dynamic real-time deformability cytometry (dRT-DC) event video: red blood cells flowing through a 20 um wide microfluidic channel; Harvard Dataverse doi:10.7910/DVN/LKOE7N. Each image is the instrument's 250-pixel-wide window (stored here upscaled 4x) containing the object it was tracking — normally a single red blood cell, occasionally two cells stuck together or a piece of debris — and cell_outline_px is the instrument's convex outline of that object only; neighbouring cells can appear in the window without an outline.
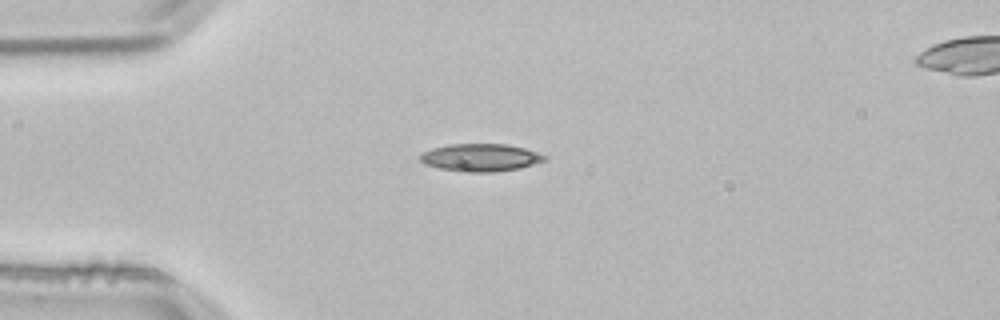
{"species": "common noctule bat (a hibernating species)", "species_latin": "Nyctalus noctula", "temperature_condition": "room temperature", "stored_images_in_passage": 3, "camera_frame_rate_fps": 3000, "um_per_image_px": 0.085, "animal": {"sex": "male", "body_mass_g": 21.5, "forearm_length_mm": 52.0}, "frame": {"image": 1, "passage_image": 3, "time_ms": 0.667, "image_size_px": [1000, 320], "cell_outline_px": [[548, 160], [520, 168], [492, 172], [460, 172], [440, 168], [424, 164], [420, 160], [420, 156], [424, 152], [432, 148], [448, 144], [508, 144], [524, 148], [548, 156]], "centroid_in_image_um": [40.87, 13.39], "position_along_channel_um": 44.1, "area_um2": 20.11}}